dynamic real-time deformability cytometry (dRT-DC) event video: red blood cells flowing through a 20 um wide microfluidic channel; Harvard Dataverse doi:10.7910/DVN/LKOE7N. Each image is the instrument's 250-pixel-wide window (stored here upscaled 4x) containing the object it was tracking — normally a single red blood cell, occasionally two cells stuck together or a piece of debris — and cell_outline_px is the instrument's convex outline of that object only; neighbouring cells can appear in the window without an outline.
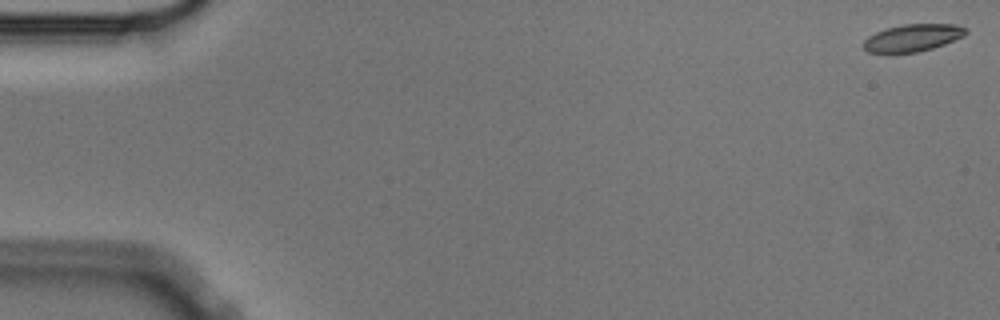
{"species": "Egyptian fruit bat (a non-hibernating species)", "species_latin": "Rousettus aegyptiacus", "temperature_condition": "cold", "stored_images_in_passage": 56, "camera_frame_rate_fps": 3000, "um_per_image_px": 0.085, "animal": {"sex": "male"}, "frame": {"image": 1, "passage_image": 1, "time_ms": 0.0, "image_size_px": [1000, 320], "cell_outline_px": [[968, 32], [964, 36], [944, 44], [932, 48], [916, 52], [892, 56], [868, 52], [864, 48], [864, 40], [868, 36], [876, 32], [888, 28], [904, 24], [956, 24], [968, 28]], "centroid_in_image_um": [77.55, 3.25], "position_along_channel_um": 7.4, "area_um2": 16.76}}
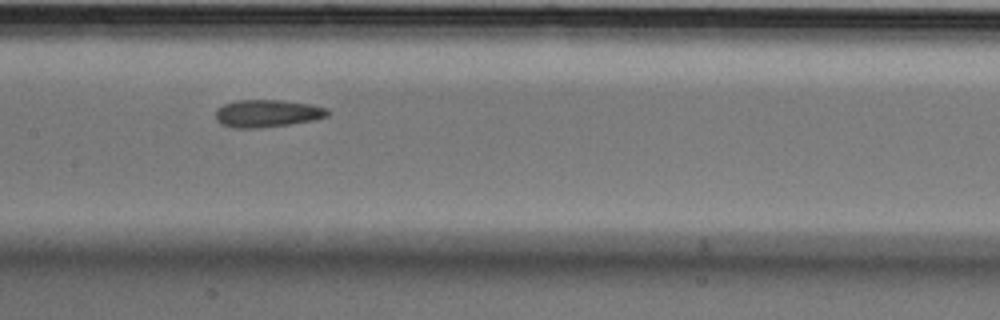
{"frame": {"image": 2, "passage_image": 28, "time_ms": 9.0, "image_size_px": [1000, 320], "cell_outline_px": [[328, 116], [316, 120], [264, 128], [232, 128], [220, 124], [216, 120], [216, 108], [224, 104], [236, 100], [280, 100], [308, 104], [328, 108]], "centroid_in_image_um": [22.69, 9.65], "position_along_channel_um": 184.7, "area_um2": 18.15}}
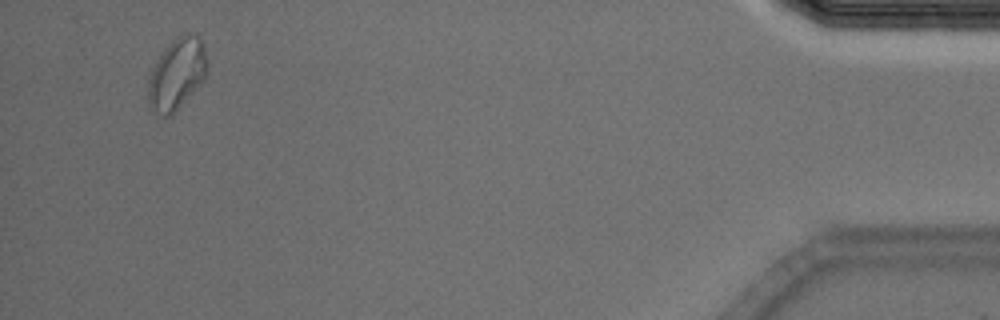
{"frame": {"image": 3, "passage_image": 54, "time_ms": 17.667, "image_size_px": [1000, 320], "cell_outline_px": [[208, 72], [204, 80], [172, 116], [156, 116], [148, 100], [148, 76], [156, 60], [164, 48], [176, 36], [196, 36], [204, 44], [208, 60]], "centroid_in_image_um": [15.03, 6.33], "position_along_channel_um": 420.2, "area_um2": 24.8}, "authors_computed_cell_mechanics": {"area_um2": 17.7446, "velocity_mm_per_s": 3.5732, "shape_relaxation_time_tau1_ms": 7.0991, "shape_relaxation_time_tau2_ms": 3.7942, "deformation_change_tau1": 0.1582, "deformation_change_tau2": 0.0889}}